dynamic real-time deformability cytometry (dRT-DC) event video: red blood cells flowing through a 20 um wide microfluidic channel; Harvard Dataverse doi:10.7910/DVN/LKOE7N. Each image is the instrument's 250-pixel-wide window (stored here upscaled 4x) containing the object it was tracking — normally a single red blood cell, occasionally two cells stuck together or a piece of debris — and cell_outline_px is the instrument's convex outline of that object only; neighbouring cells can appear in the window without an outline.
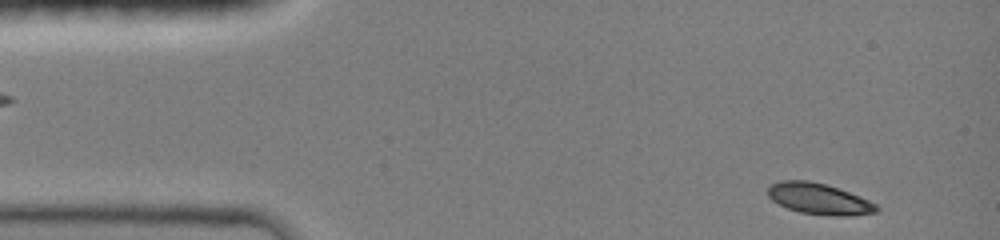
{"species": "common noctule bat (a hibernating species)", "species_latin": "Nyctalus noctula", "temperature_condition": "room temperature", "stored_images_in_passage": 9, "camera_frame_rate_fps": 3000, "um_per_image_px": 0.085, "animal": {"sex": "female", "body_mass_g": 19.0, "forearm_length_mm": 51.5}, "frame": {"image": 1, "passage_image": 1, "time_ms": 0.0, "image_size_px": [1000, 240], "cell_outline_px": [[880, 212], [848, 216], [836, 216], [800, 212], [788, 208], [772, 200], [768, 196], [768, 188], [772, 184], [780, 180], [808, 180], [824, 184], [848, 192], [868, 200], [876, 204], [880, 208]], "centroid_in_image_um": [69.63, 16.91], "position_along_channel_um": 15.4, "area_um2": 19.48}}
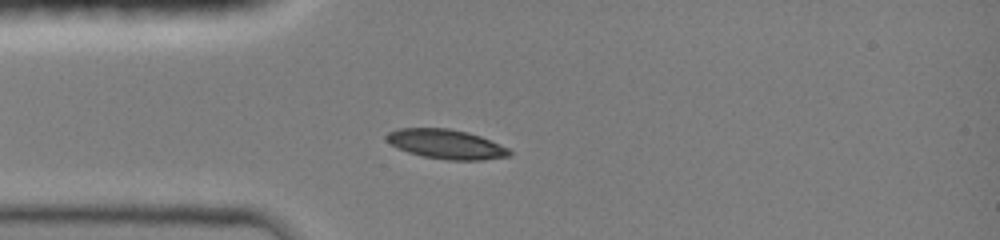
{"frame": {"image": 2, "passage_image": 8, "time_ms": 2.667, "image_size_px": [1000, 240], "cell_outline_px": [[512, 156], [480, 160], [448, 160], [424, 156], [408, 152], [384, 140], [384, 136], [388, 132], [400, 128], [448, 128], [468, 132], [480, 136], [508, 148], [512, 152]], "centroid_in_image_um": [37.92, 12.25], "position_along_channel_um": 47.1, "area_um2": 21.04}}